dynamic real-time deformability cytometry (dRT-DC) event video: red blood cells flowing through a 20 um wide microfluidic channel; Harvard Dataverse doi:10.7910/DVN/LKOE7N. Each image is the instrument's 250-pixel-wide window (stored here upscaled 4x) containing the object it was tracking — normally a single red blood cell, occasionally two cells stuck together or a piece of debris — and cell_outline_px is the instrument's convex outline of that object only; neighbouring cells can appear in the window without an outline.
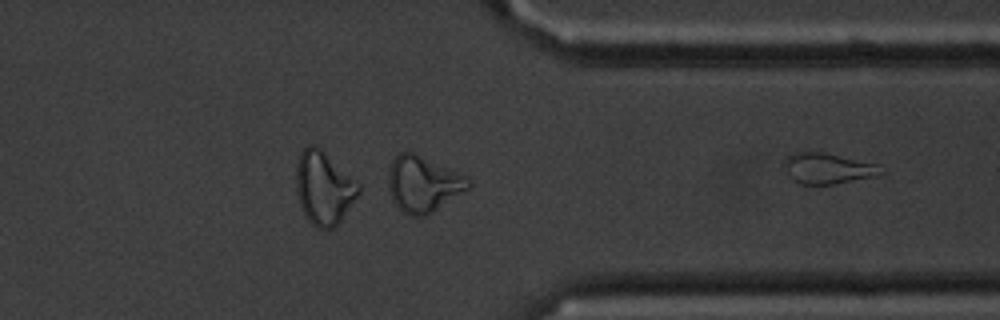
{"species": "common noctule bat (a hibernating species)", "species_latin": "Nyctalus noctula", "temperature_condition": "cold", "stored_images_in_passage": 44, "camera_frame_rate_fps": 3000, "um_per_image_px": 0.085, "animal": {"sex": "male", "body_mass_g": 20.1, "forearm_length_mm": 53.5}, "frame": {"image": 1, "passage_image": 44, "time_ms": 14.333, "image_size_px": [1000, 320], "cell_outline_px": [[888, 172], [876, 176], [832, 184], [800, 184], [792, 180], [788, 176], [784, 164], [784, 160], [788, 156], [796, 152], [824, 152], [876, 164]], "centroid_in_image_um": [70.37, 14.32], "position_along_channel_um": 341.0, "area_um2": 17.28}}